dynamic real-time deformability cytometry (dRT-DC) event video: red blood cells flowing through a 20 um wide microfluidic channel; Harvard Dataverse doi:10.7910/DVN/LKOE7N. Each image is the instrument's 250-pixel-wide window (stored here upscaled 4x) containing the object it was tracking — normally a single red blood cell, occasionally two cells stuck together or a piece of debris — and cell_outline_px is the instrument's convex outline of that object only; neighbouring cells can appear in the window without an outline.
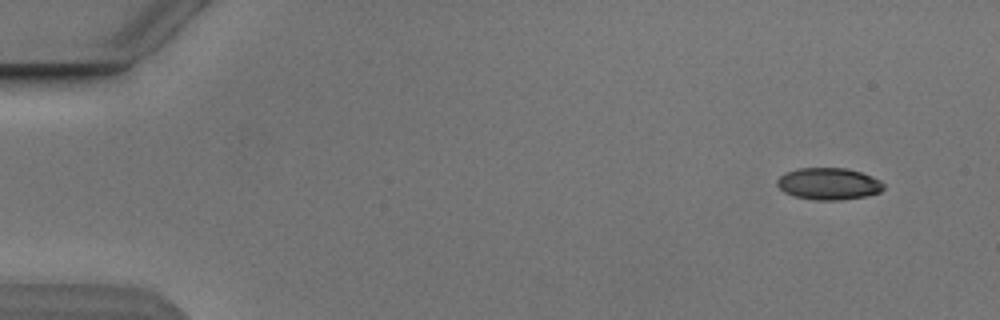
{"species": "Egyptian fruit bat (a non-hibernating species)", "species_latin": "Rousettus aegyptiacus", "temperature_condition": "cold", "stored_images_in_passage": 6, "segment_of_instrument_passage": [2, 2], "camera_frame_rate_fps": 3000, "um_per_image_px": 0.085, "animal": {"sex": "male"}, "frame": {"image": 1, "passage_image": 6, "time_ms": 6.667, "image_size_px": [1000, 320], "cell_outline_px": [[884, 188], [880, 192], [864, 196], [840, 200], [816, 200], [796, 196], [784, 192], [776, 184], [776, 180], [784, 172], [800, 168], [844, 168], [860, 172], [872, 176], [880, 180], [884, 184]], "centroid_in_image_um": [70.42, 15.61], "position_along_channel_um": 14.6, "area_um2": 19.71}}